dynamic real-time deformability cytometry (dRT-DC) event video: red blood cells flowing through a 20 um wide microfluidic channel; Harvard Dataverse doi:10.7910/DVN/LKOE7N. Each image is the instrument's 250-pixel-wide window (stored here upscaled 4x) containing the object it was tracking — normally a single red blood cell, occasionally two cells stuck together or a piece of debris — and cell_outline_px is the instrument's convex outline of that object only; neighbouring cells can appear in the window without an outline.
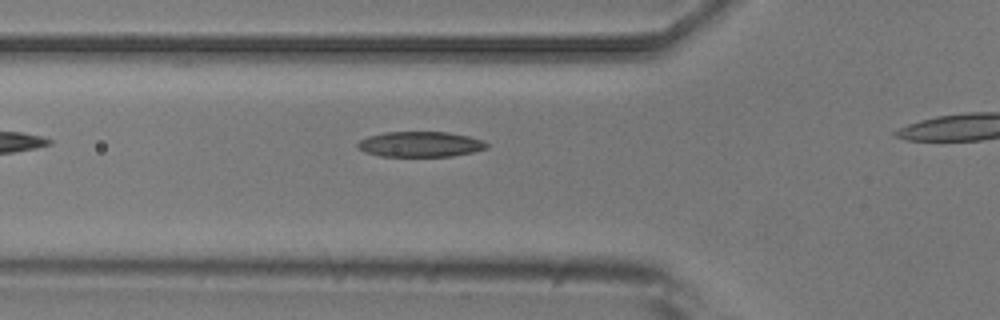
{"species": "common noctule bat (a hibernating species)", "species_latin": "Nyctalus noctula", "temperature_condition": "room temperature", "stored_images_in_passage": 3, "segment_of_instrument_passage": [1, 2], "camera_frame_rate_fps": 3000, "um_per_image_px": 0.085, "animal": {"sex": "male", "body_mass_g": 20.5, "forearm_length_mm": 52.5}, "frame": {"image": 1, "passage_image": 2, "time_ms": 1.333, "image_size_px": [1000, 320], "cell_outline_px": [[488, 148], [472, 152], [452, 156], [380, 156], [364, 152], [356, 148], [356, 144], [360, 140], [368, 136], [384, 132], [448, 132], [468, 136], [484, 140], [488, 144]], "centroid_in_image_um": [35.7, 12.26], "position_along_channel_um": 90.1, "area_um2": 19.19}}